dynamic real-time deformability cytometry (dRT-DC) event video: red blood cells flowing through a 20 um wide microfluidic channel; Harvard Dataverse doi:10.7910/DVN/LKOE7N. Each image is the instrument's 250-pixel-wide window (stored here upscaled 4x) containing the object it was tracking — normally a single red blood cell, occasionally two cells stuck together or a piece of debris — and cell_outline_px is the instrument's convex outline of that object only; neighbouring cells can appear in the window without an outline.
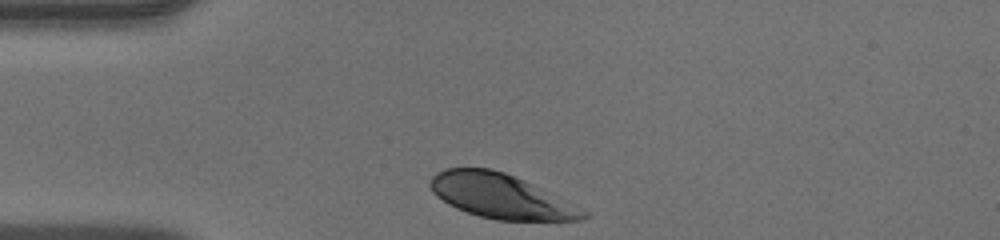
{"species": "human", "species_latin": "Homo sapiens", "temperature_condition": "warm", "stored_images_in_passage": 28, "camera_frame_rate_fps": 3000, "um_per_image_px": 0.085, "donor": {"sex": "male"}, "frame": {"image": 1, "passage_image": 1, "time_ms": 0.0, "image_size_px": [1000, 240], "cell_outline_px": [[588, 216], [580, 220], [496, 220], [480, 216], [456, 208], [448, 204], [436, 196], [432, 192], [428, 184], [428, 180], [436, 172], [444, 168], [492, 168], [504, 172], [532, 184], [588, 212]], "centroid_in_image_um": [42.48, 16.66], "position_along_channel_um": 42.5, "area_um2": 39.25}}
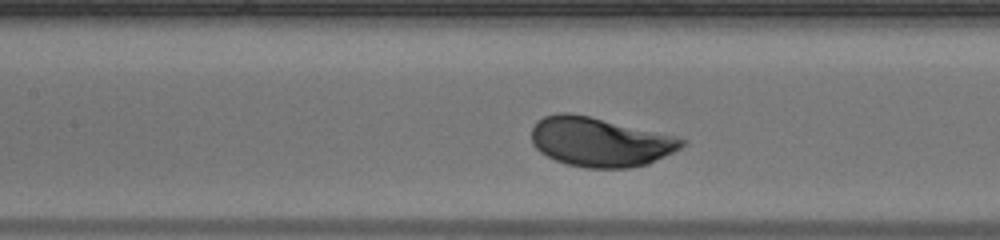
{"frame": {"image": 2, "passage_image": 11, "time_ms": 3.333, "image_size_px": [1000, 240], "cell_outline_px": [[688, 144], [648, 164], [628, 168], [584, 168], [568, 164], [556, 160], [540, 152], [532, 144], [532, 128], [536, 120], [544, 116], [556, 112], [572, 112], [676, 136], [684, 140]], "centroid_in_image_um": [50.97, 12.05], "position_along_channel_um": 156.4, "area_um2": 43.23}}
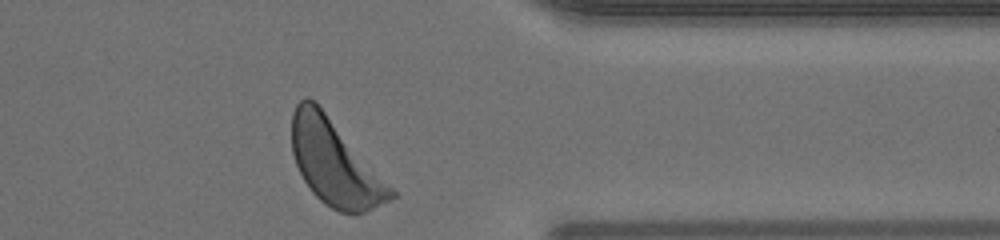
{"frame": {"image": 3, "passage_image": 28, "time_ms": 9.0, "image_size_px": [1000, 240], "cell_outline_px": [[396, 196], [364, 212], [340, 212], [324, 204], [312, 192], [304, 180], [296, 164], [292, 152], [292, 112], [296, 104], [304, 96], [308, 96], [324, 112], [396, 192]], "centroid_in_image_um": [28.41, 13.85], "position_along_channel_um": 383.0, "area_um2": 47.63}}